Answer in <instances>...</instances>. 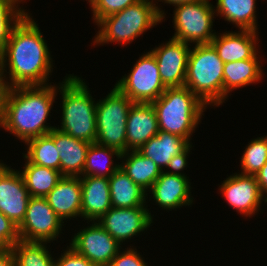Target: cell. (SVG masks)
<instances>
[{
	"mask_svg": "<svg viewBox=\"0 0 267 266\" xmlns=\"http://www.w3.org/2000/svg\"><path fill=\"white\" fill-rule=\"evenodd\" d=\"M259 54L252 59L224 63L223 103L229 99L233 90L258 84L265 78L263 77L265 74L262 69L263 63L260 60L262 56Z\"/></svg>",
	"mask_w": 267,
	"mask_h": 266,
	"instance_id": "cell-21",
	"label": "cell"
},
{
	"mask_svg": "<svg viewBox=\"0 0 267 266\" xmlns=\"http://www.w3.org/2000/svg\"><path fill=\"white\" fill-rule=\"evenodd\" d=\"M0 266H16L12 249L0 250Z\"/></svg>",
	"mask_w": 267,
	"mask_h": 266,
	"instance_id": "cell-40",
	"label": "cell"
},
{
	"mask_svg": "<svg viewBox=\"0 0 267 266\" xmlns=\"http://www.w3.org/2000/svg\"><path fill=\"white\" fill-rule=\"evenodd\" d=\"M115 155V156H114ZM121 153L113 148L91 143L86 154V162L81 176L109 178L119 167ZM118 164H117V163Z\"/></svg>",
	"mask_w": 267,
	"mask_h": 266,
	"instance_id": "cell-28",
	"label": "cell"
},
{
	"mask_svg": "<svg viewBox=\"0 0 267 266\" xmlns=\"http://www.w3.org/2000/svg\"><path fill=\"white\" fill-rule=\"evenodd\" d=\"M128 74L121 77L115 86L132 102L151 103L166 90L151 51L143 53L133 64Z\"/></svg>",
	"mask_w": 267,
	"mask_h": 266,
	"instance_id": "cell-9",
	"label": "cell"
},
{
	"mask_svg": "<svg viewBox=\"0 0 267 266\" xmlns=\"http://www.w3.org/2000/svg\"><path fill=\"white\" fill-rule=\"evenodd\" d=\"M132 102L115 85L96 104V144L126 152L127 116Z\"/></svg>",
	"mask_w": 267,
	"mask_h": 266,
	"instance_id": "cell-7",
	"label": "cell"
},
{
	"mask_svg": "<svg viewBox=\"0 0 267 266\" xmlns=\"http://www.w3.org/2000/svg\"><path fill=\"white\" fill-rule=\"evenodd\" d=\"M141 0H90L92 20L96 24L100 19L122 11L129 5Z\"/></svg>",
	"mask_w": 267,
	"mask_h": 266,
	"instance_id": "cell-33",
	"label": "cell"
},
{
	"mask_svg": "<svg viewBox=\"0 0 267 266\" xmlns=\"http://www.w3.org/2000/svg\"><path fill=\"white\" fill-rule=\"evenodd\" d=\"M137 247L130 245L121 249L108 266H148Z\"/></svg>",
	"mask_w": 267,
	"mask_h": 266,
	"instance_id": "cell-35",
	"label": "cell"
},
{
	"mask_svg": "<svg viewBox=\"0 0 267 266\" xmlns=\"http://www.w3.org/2000/svg\"><path fill=\"white\" fill-rule=\"evenodd\" d=\"M23 170L19 169L28 193L32 197H45L63 177L60 171L31 163L24 155Z\"/></svg>",
	"mask_w": 267,
	"mask_h": 266,
	"instance_id": "cell-27",
	"label": "cell"
},
{
	"mask_svg": "<svg viewBox=\"0 0 267 266\" xmlns=\"http://www.w3.org/2000/svg\"><path fill=\"white\" fill-rule=\"evenodd\" d=\"M51 54L39 24L28 12L13 28L0 53L3 84L8 88L50 84L55 64Z\"/></svg>",
	"mask_w": 267,
	"mask_h": 266,
	"instance_id": "cell-1",
	"label": "cell"
},
{
	"mask_svg": "<svg viewBox=\"0 0 267 266\" xmlns=\"http://www.w3.org/2000/svg\"><path fill=\"white\" fill-rule=\"evenodd\" d=\"M120 162V168L146 192L162 172L150 158L143 156L138 150L121 153Z\"/></svg>",
	"mask_w": 267,
	"mask_h": 266,
	"instance_id": "cell-26",
	"label": "cell"
},
{
	"mask_svg": "<svg viewBox=\"0 0 267 266\" xmlns=\"http://www.w3.org/2000/svg\"><path fill=\"white\" fill-rule=\"evenodd\" d=\"M111 205L115 208L148 207L147 192L119 167L109 178Z\"/></svg>",
	"mask_w": 267,
	"mask_h": 266,
	"instance_id": "cell-24",
	"label": "cell"
},
{
	"mask_svg": "<svg viewBox=\"0 0 267 266\" xmlns=\"http://www.w3.org/2000/svg\"><path fill=\"white\" fill-rule=\"evenodd\" d=\"M45 198L64 223L78 220L81 218L82 200L80 176H63Z\"/></svg>",
	"mask_w": 267,
	"mask_h": 266,
	"instance_id": "cell-18",
	"label": "cell"
},
{
	"mask_svg": "<svg viewBox=\"0 0 267 266\" xmlns=\"http://www.w3.org/2000/svg\"><path fill=\"white\" fill-rule=\"evenodd\" d=\"M161 22L154 1L141 0L100 19L95 24L98 31L91 45L97 47L115 43L124 47Z\"/></svg>",
	"mask_w": 267,
	"mask_h": 266,
	"instance_id": "cell-5",
	"label": "cell"
},
{
	"mask_svg": "<svg viewBox=\"0 0 267 266\" xmlns=\"http://www.w3.org/2000/svg\"><path fill=\"white\" fill-rule=\"evenodd\" d=\"M48 244L18 241L12 247L16 266H55V257Z\"/></svg>",
	"mask_w": 267,
	"mask_h": 266,
	"instance_id": "cell-30",
	"label": "cell"
},
{
	"mask_svg": "<svg viewBox=\"0 0 267 266\" xmlns=\"http://www.w3.org/2000/svg\"><path fill=\"white\" fill-rule=\"evenodd\" d=\"M210 0L184 3L174 7L172 38L189 45L210 44L216 35L214 5ZM192 43V44H191Z\"/></svg>",
	"mask_w": 267,
	"mask_h": 266,
	"instance_id": "cell-8",
	"label": "cell"
},
{
	"mask_svg": "<svg viewBox=\"0 0 267 266\" xmlns=\"http://www.w3.org/2000/svg\"><path fill=\"white\" fill-rule=\"evenodd\" d=\"M149 209L151 208L111 207L97 223L123 246L151 228L154 214L152 215Z\"/></svg>",
	"mask_w": 267,
	"mask_h": 266,
	"instance_id": "cell-13",
	"label": "cell"
},
{
	"mask_svg": "<svg viewBox=\"0 0 267 266\" xmlns=\"http://www.w3.org/2000/svg\"><path fill=\"white\" fill-rule=\"evenodd\" d=\"M154 3H155V6H156V9H157V12L159 14V16L162 18V22L166 20V11L165 9L162 10L161 9V6L158 4V2H162L167 4L168 5H171V6H178V5H181V4H184V3H190V2H197V1H202V0H153Z\"/></svg>",
	"mask_w": 267,
	"mask_h": 266,
	"instance_id": "cell-38",
	"label": "cell"
},
{
	"mask_svg": "<svg viewBox=\"0 0 267 266\" xmlns=\"http://www.w3.org/2000/svg\"><path fill=\"white\" fill-rule=\"evenodd\" d=\"M189 145L190 143L179 135L159 131L138 151L150 158L161 171H164L172 157L183 152Z\"/></svg>",
	"mask_w": 267,
	"mask_h": 266,
	"instance_id": "cell-23",
	"label": "cell"
},
{
	"mask_svg": "<svg viewBox=\"0 0 267 266\" xmlns=\"http://www.w3.org/2000/svg\"><path fill=\"white\" fill-rule=\"evenodd\" d=\"M54 143L60 153V173L63 176H81L91 143L74 138L56 128H54Z\"/></svg>",
	"mask_w": 267,
	"mask_h": 266,
	"instance_id": "cell-22",
	"label": "cell"
},
{
	"mask_svg": "<svg viewBox=\"0 0 267 266\" xmlns=\"http://www.w3.org/2000/svg\"><path fill=\"white\" fill-rule=\"evenodd\" d=\"M257 0H216V16L234 25L238 30L258 32Z\"/></svg>",
	"mask_w": 267,
	"mask_h": 266,
	"instance_id": "cell-25",
	"label": "cell"
},
{
	"mask_svg": "<svg viewBox=\"0 0 267 266\" xmlns=\"http://www.w3.org/2000/svg\"><path fill=\"white\" fill-rule=\"evenodd\" d=\"M220 184H218L220 195L242 217L251 218L257 213L259 214V211L263 210L262 205L264 207L267 203L255 175L236 172L221 181Z\"/></svg>",
	"mask_w": 267,
	"mask_h": 266,
	"instance_id": "cell-11",
	"label": "cell"
},
{
	"mask_svg": "<svg viewBox=\"0 0 267 266\" xmlns=\"http://www.w3.org/2000/svg\"><path fill=\"white\" fill-rule=\"evenodd\" d=\"M243 151L239 173L256 175L267 162V135L251 139Z\"/></svg>",
	"mask_w": 267,
	"mask_h": 266,
	"instance_id": "cell-31",
	"label": "cell"
},
{
	"mask_svg": "<svg viewBox=\"0 0 267 266\" xmlns=\"http://www.w3.org/2000/svg\"><path fill=\"white\" fill-rule=\"evenodd\" d=\"M262 195L267 199V162L255 175Z\"/></svg>",
	"mask_w": 267,
	"mask_h": 266,
	"instance_id": "cell-39",
	"label": "cell"
},
{
	"mask_svg": "<svg viewBox=\"0 0 267 266\" xmlns=\"http://www.w3.org/2000/svg\"><path fill=\"white\" fill-rule=\"evenodd\" d=\"M151 104L157 115L159 131L179 135L192 144L191 136L203 120L207 105L185 86L166 88Z\"/></svg>",
	"mask_w": 267,
	"mask_h": 266,
	"instance_id": "cell-4",
	"label": "cell"
},
{
	"mask_svg": "<svg viewBox=\"0 0 267 266\" xmlns=\"http://www.w3.org/2000/svg\"><path fill=\"white\" fill-rule=\"evenodd\" d=\"M57 98V84L16 86L8 89L2 129L26 143L56 126L47 123ZM49 124V125H48Z\"/></svg>",
	"mask_w": 267,
	"mask_h": 266,
	"instance_id": "cell-2",
	"label": "cell"
},
{
	"mask_svg": "<svg viewBox=\"0 0 267 266\" xmlns=\"http://www.w3.org/2000/svg\"><path fill=\"white\" fill-rule=\"evenodd\" d=\"M82 77L67 74L57 84V94L62 101L61 125L55 128L74 138L95 143L97 135L96 104L89 86Z\"/></svg>",
	"mask_w": 267,
	"mask_h": 266,
	"instance_id": "cell-3",
	"label": "cell"
},
{
	"mask_svg": "<svg viewBox=\"0 0 267 266\" xmlns=\"http://www.w3.org/2000/svg\"><path fill=\"white\" fill-rule=\"evenodd\" d=\"M30 197L21 173L0 160V211L19 226Z\"/></svg>",
	"mask_w": 267,
	"mask_h": 266,
	"instance_id": "cell-15",
	"label": "cell"
},
{
	"mask_svg": "<svg viewBox=\"0 0 267 266\" xmlns=\"http://www.w3.org/2000/svg\"><path fill=\"white\" fill-rule=\"evenodd\" d=\"M224 62L211 44L193 45L190 48L185 87L205 105L223 104Z\"/></svg>",
	"mask_w": 267,
	"mask_h": 266,
	"instance_id": "cell-6",
	"label": "cell"
},
{
	"mask_svg": "<svg viewBox=\"0 0 267 266\" xmlns=\"http://www.w3.org/2000/svg\"><path fill=\"white\" fill-rule=\"evenodd\" d=\"M155 46L150 51L155 56L164 86L166 88L183 87L192 45L171 37L166 43Z\"/></svg>",
	"mask_w": 267,
	"mask_h": 266,
	"instance_id": "cell-14",
	"label": "cell"
},
{
	"mask_svg": "<svg viewBox=\"0 0 267 266\" xmlns=\"http://www.w3.org/2000/svg\"><path fill=\"white\" fill-rule=\"evenodd\" d=\"M8 87L6 85H2L0 87V127L2 128L4 122V104H5V97L8 92Z\"/></svg>",
	"mask_w": 267,
	"mask_h": 266,
	"instance_id": "cell-41",
	"label": "cell"
},
{
	"mask_svg": "<svg viewBox=\"0 0 267 266\" xmlns=\"http://www.w3.org/2000/svg\"><path fill=\"white\" fill-rule=\"evenodd\" d=\"M22 153L31 163L60 171V153L54 143V129L48 134L28 140Z\"/></svg>",
	"mask_w": 267,
	"mask_h": 266,
	"instance_id": "cell-29",
	"label": "cell"
},
{
	"mask_svg": "<svg viewBox=\"0 0 267 266\" xmlns=\"http://www.w3.org/2000/svg\"><path fill=\"white\" fill-rule=\"evenodd\" d=\"M58 256V257H57ZM55 256V266H96L67 245L61 255Z\"/></svg>",
	"mask_w": 267,
	"mask_h": 266,
	"instance_id": "cell-36",
	"label": "cell"
},
{
	"mask_svg": "<svg viewBox=\"0 0 267 266\" xmlns=\"http://www.w3.org/2000/svg\"><path fill=\"white\" fill-rule=\"evenodd\" d=\"M82 221H98L111 207L109 180L106 177L80 176Z\"/></svg>",
	"mask_w": 267,
	"mask_h": 266,
	"instance_id": "cell-20",
	"label": "cell"
},
{
	"mask_svg": "<svg viewBox=\"0 0 267 266\" xmlns=\"http://www.w3.org/2000/svg\"><path fill=\"white\" fill-rule=\"evenodd\" d=\"M18 241V226L0 211V250L12 249Z\"/></svg>",
	"mask_w": 267,
	"mask_h": 266,
	"instance_id": "cell-34",
	"label": "cell"
},
{
	"mask_svg": "<svg viewBox=\"0 0 267 266\" xmlns=\"http://www.w3.org/2000/svg\"><path fill=\"white\" fill-rule=\"evenodd\" d=\"M192 147L194 146L190 144L183 152L172 157V159L169 161L164 172L174 174V175H179V176H187V174L184 173L183 170H185L186 167L188 166V158H189V155L191 154L190 152L192 150Z\"/></svg>",
	"mask_w": 267,
	"mask_h": 266,
	"instance_id": "cell-37",
	"label": "cell"
},
{
	"mask_svg": "<svg viewBox=\"0 0 267 266\" xmlns=\"http://www.w3.org/2000/svg\"><path fill=\"white\" fill-rule=\"evenodd\" d=\"M26 0H0V53L5 49L13 28L28 13L20 6ZM22 7V8H21Z\"/></svg>",
	"mask_w": 267,
	"mask_h": 266,
	"instance_id": "cell-32",
	"label": "cell"
},
{
	"mask_svg": "<svg viewBox=\"0 0 267 266\" xmlns=\"http://www.w3.org/2000/svg\"><path fill=\"white\" fill-rule=\"evenodd\" d=\"M3 85V80H2V74H1V71H0V87Z\"/></svg>",
	"mask_w": 267,
	"mask_h": 266,
	"instance_id": "cell-42",
	"label": "cell"
},
{
	"mask_svg": "<svg viewBox=\"0 0 267 266\" xmlns=\"http://www.w3.org/2000/svg\"><path fill=\"white\" fill-rule=\"evenodd\" d=\"M86 223L72 235L69 246L96 266H108L123 246L96 221Z\"/></svg>",
	"mask_w": 267,
	"mask_h": 266,
	"instance_id": "cell-12",
	"label": "cell"
},
{
	"mask_svg": "<svg viewBox=\"0 0 267 266\" xmlns=\"http://www.w3.org/2000/svg\"><path fill=\"white\" fill-rule=\"evenodd\" d=\"M158 133L157 115L152 104L134 102L127 116L126 152L138 150Z\"/></svg>",
	"mask_w": 267,
	"mask_h": 266,
	"instance_id": "cell-19",
	"label": "cell"
},
{
	"mask_svg": "<svg viewBox=\"0 0 267 266\" xmlns=\"http://www.w3.org/2000/svg\"><path fill=\"white\" fill-rule=\"evenodd\" d=\"M190 180L189 176H179L162 171L160 177L147 191L146 198H149L147 201L153 199L161 210L168 212L184 206L192 207L194 197L191 194L192 183Z\"/></svg>",
	"mask_w": 267,
	"mask_h": 266,
	"instance_id": "cell-16",
	"label": "cell"
},
{
	"mask_svg": "<svg viewBox=\"0 0 267 266\" xmlns=\"http://www.w3.org/2000/svg\"><path fill=\"white\" fill-rule=\"evenodd\" d=\"M66 224L50 207L45 197H30L24 220L18 226L21 241L53 243L61 238ZM63 226V227H62Z\"/></svg>",
	"mask_w": 267,
	"mask_h": 266,
	"instance_id": "cell-10",
	"label": "cell"
},
{
	"mask_svg": "<svg viewBox=\"0 0 267 266\" xmlns=\"http://www.w3.org/2000/svg\"><path fill=\"white\" fill-rule=\"evenodd\" d=\"M259 42V32L236 30L217 32L210 44L217 51L220 59L227 63L254 58L260 53Z\"/></svg>",
	"mask_w": 267,
	"mask_h": 266,
	"instance_id": "cell-17",
	"label": "cell"
}]
</instances>
